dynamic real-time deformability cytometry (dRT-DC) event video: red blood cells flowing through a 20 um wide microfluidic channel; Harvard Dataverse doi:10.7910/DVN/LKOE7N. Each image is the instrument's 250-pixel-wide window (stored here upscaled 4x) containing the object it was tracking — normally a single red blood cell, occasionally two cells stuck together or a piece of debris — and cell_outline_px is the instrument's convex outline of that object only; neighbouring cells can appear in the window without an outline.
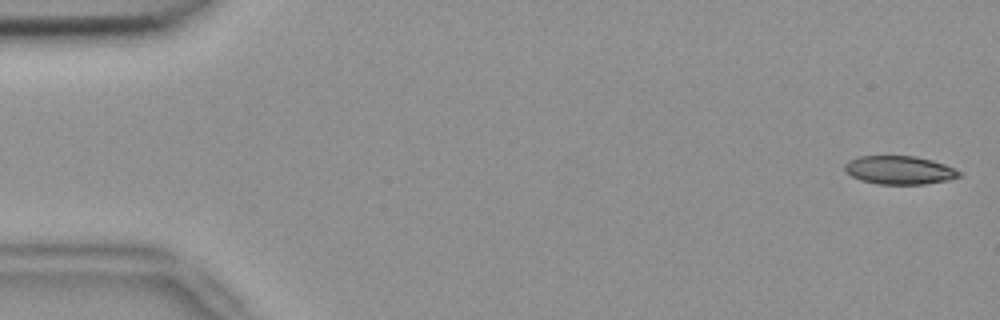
{"species": "common noctule bat (a hibernating species)", "species_latin": "Nyctalus noctula", "temperature_condition": "room temperature", "stored_images_in_passage": 4, "camera_frame_rate_fps": 3000, "um_per_image_px": 0.085, "animal": {"sex": "female", "body_mass_g": 18.4}, "frame": {"image": 1, "passage_image": 1, "time_ms": 0.0, "image_size_px": [1000, 320], "cell_outline_px": [[964, 176], [948, 180], [924, 184], [876, 184], [860, 180], [844, 172], [844, 164], [848, 160], [856, 156], [916, 156], [932, 160], [944, 164], [964, 172]], "centroid_in_image_um": [76.46, 14.46], "position_along_channel_um": 8.5, "area_um2": 19.31}}